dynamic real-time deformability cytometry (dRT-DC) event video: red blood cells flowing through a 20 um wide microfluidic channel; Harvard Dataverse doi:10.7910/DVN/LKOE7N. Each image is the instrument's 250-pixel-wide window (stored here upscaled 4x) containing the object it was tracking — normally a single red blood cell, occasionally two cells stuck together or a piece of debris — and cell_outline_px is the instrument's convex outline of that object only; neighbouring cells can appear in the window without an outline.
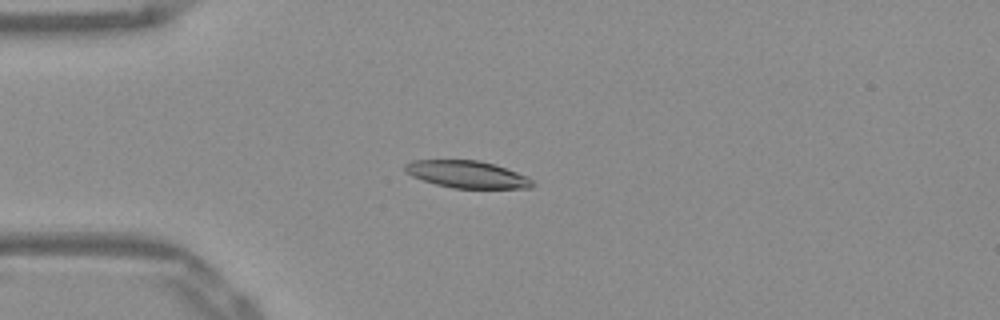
{"species": "Egyptian fruit bat (a non-hibernating species)", "species_latin": "Rousettus aegyptiacus", "temperature_condition": "warm", "stored_images_in_passage": 52, "camera_frame_rate_fps": 3000, "um_per_image_px": 0.085, "frame": {"image": 1, "passage_image": 13, "time_ms": 4.0, "image_size_px": [1000, 320], "cell_outline_px": [[536, 184], [532, 188], [452, 188], [436, 184], [412, 176], [404, 168], [404, 164], [412, 160], [480, 160], [528, 176]], "centroid_in_image_um": [39.72, 14.82], "position_along_channel_um": 45.3, "area_um2": 20.06}}
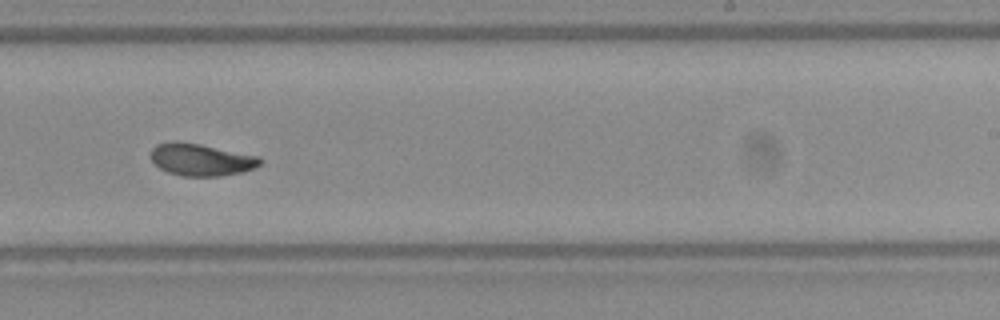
{"frame": {"image": 2, "passage_image": 32, "time_ms": 10.333, "image_size_px": [1000, 320], "cell_outline_px": [[264, 160], [256, 168], [244, 172], [220, 176], [180, 176], [168, 172], [160, 168], [152, 160], [152, 148], [156, 144], [172, 140], [176, 140], [200, 144], [260, 156]], "centroid_in_image_um": [17.13, 13.56], "position_along_channel_um": 271.9, "area_um2": 20.75}}
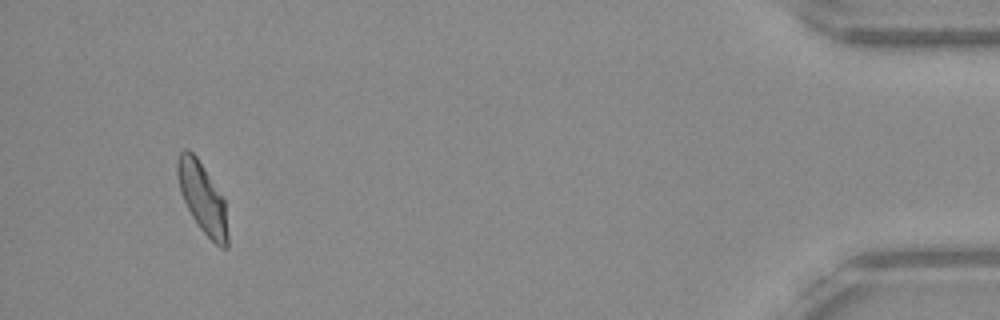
{"frame": {"image": 3, "passage_image": 49, "time_ms": 16.0, "image_size_px": [1000, 320], "cell_outline_px": [[228, 248], [220, 248], [200, 228], [192, 216], [180, 192], [176, 176], [176, 160], [180, 152], [184, 148], [188, 148], [196, 156], [224, 196], [228, 236]], "centroid_in_image_um": [17.2, 16.78], "position_along_channel_um": 418.0, "area_um2": 20.81}, "authors_computed_cell_mechanics": {"area_um2": 20.5768, "velocity_mm_per_s": 3.8627, "shape_relaxation_time_tau1_ms": 5.2047, "shape_relaxation_time_tau2_ms": 2.037, "deformation_change_tau1": 0.152, "deformation_change_tau2": 0.0698}}